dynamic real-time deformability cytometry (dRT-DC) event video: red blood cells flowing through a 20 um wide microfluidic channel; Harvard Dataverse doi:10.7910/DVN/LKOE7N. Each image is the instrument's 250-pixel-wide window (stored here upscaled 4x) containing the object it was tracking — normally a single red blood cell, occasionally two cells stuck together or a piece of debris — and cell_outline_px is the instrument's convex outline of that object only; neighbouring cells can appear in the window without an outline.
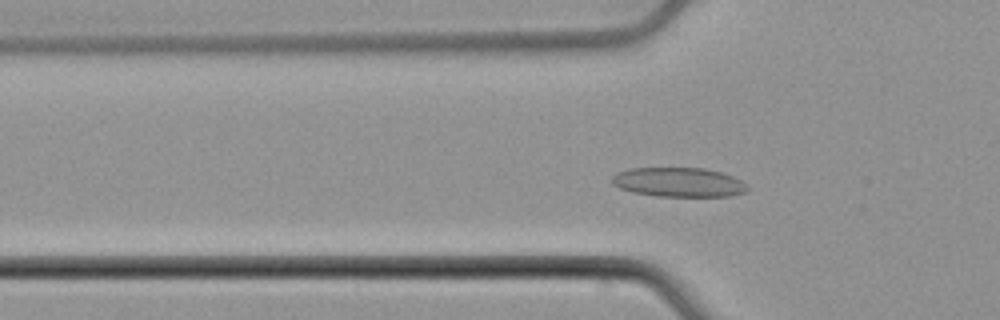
{"species": "common noctule bat (a hibernating species)", "species_latin": "Nyctalus noctula", "temperature_condition": "cold", "stored_images_in_passage": 40, "camera_frame_rate_fps": 3000, "um_per_image_px": 0.085, "animal": {"sex": "male", "body_mass_g": 21.5, "forearm_length_mm": 52.0}, "frame": {"image": 1, "passage_image": 3, "time_ms": 0.667, "image_size_px": [1000, 320], "cell_outline_px": [[748, 192], [732, 196], [656, 196], [632, 192], [620, 188], [612, 184], [612, 176], [620, 172], [632, 168], [704, 168], [720, 172], [732, 176], [740, 180], [748, 188]], "centroid_in_image_um": [57.7, 15.5], "position_along_channel_um": 68.1, "area_um2": 23.06}}
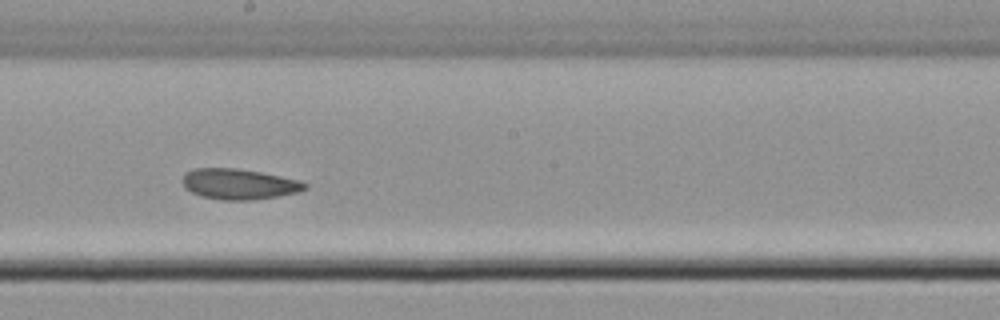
{"frame": {"image": 2, "passage_image": 16, "time_ms": 5.0, "image_size_px": [1000, 320], "cell_outline_px": [[308, 188], [300, 192], [252, 200], [220, 200], [200, 196], [184, 188], [180, 180], [184, 172], [192, 168], [236, 168], [260, 172], [300, 180], [308, 184]], "centroid_in_image_um": [20.27, 15.64], "position_along_channel_um": 227.9, "area_um2": 22.14}}
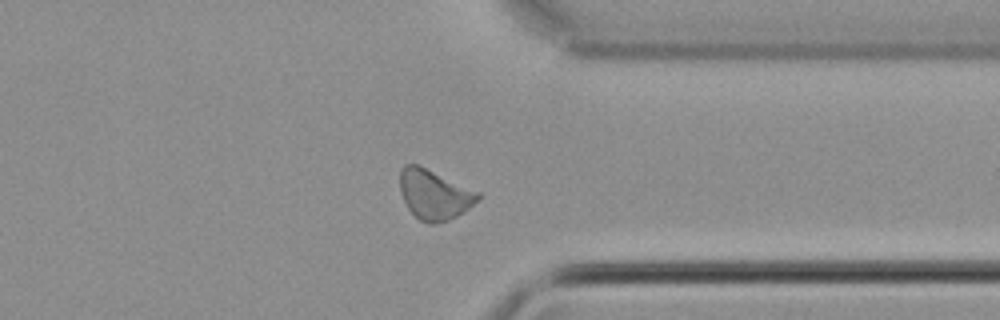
{"frame": {"image": 3, "passage_image": 28, "time_ms": 9.0, "image_size_px": [1000, 320], "cell_outline_px": [[480, 200], [464, 212], [448, 220], [436, 224], [428, 224], [420, 220], [408, 208], [400, 192], [400, 168], [404, 164], [420, 164], [480, 192]], "centroid_in_image_um": [36.93, 16.51], "position_along_channel_um": 374.5, "area_um2": 23.0}, "authors_computed_cell_mechanics": {"area_um2": 22.0796, "velocity_mm_per_s": 3.7305, "shape_relaxation_time_tau1_ms": null, "shape_relaxation_time_tau2_ms": 4.2971, "deformation_change_tau1": null, "deformation_change_tau2": 0.0671}}